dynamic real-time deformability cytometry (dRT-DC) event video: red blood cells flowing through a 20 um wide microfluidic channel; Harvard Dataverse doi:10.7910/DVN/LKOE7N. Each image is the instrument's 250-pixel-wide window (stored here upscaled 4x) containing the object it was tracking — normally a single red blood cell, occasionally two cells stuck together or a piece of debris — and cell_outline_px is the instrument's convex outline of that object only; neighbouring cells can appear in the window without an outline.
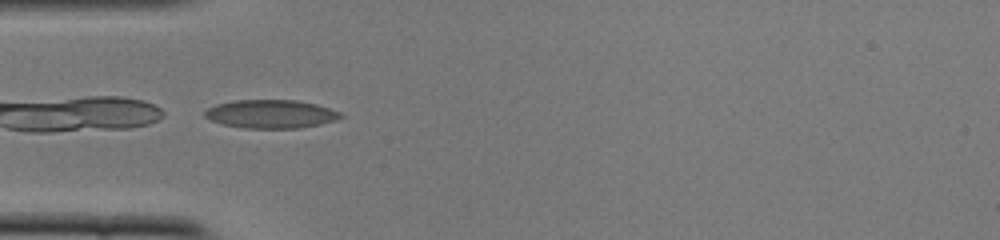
{"species": "common noctule bat (a hibernating species)", "species_latin": "Nyctalus noctula", "temperature_condition": "cold", "stored_images_in_passage": 34, "camera_frame_rate_fps": 3000, "um_per_image_px": 0.085, "animal": {"sex": "female", "body_mass_g": 22.0, "forearm_length_mm": 56.7}, "frame": {"image": 1, "passage_image": 1, "time_ms": 0.0, "image_size_px": [1000, 240], "cell_outline_px": [[344, 116], [336, 120], [320, 124], [300, 128], [244, 128], [220, 124], [204, 116], [204, 112], [208, 108], [216, 104], [232, 100], [296, 100], [316, 104], [340, 112]], "centroid_in_image_um": [23.01, 9.69], "position_along_channel_um": 62.0, "area_um2": 22.54}}
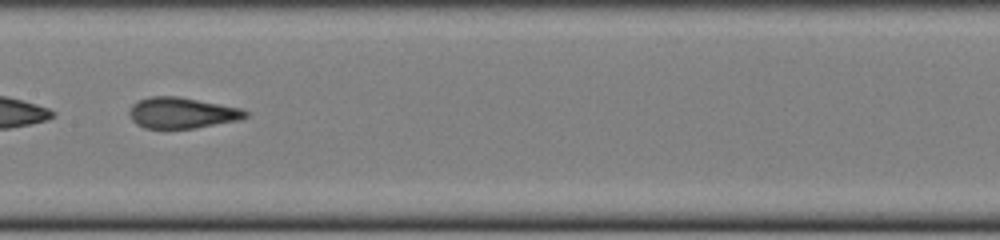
{"frame": {"image": 2, "passage_image": 11, "time_ms": 3.333, "image_size_px": [1000, 240], "cell_outline_px": [[248, 116], [240, 120], [196, 128], [144, 128], [136, 124], [132, 120], [128, 112], [132, 104], [148, 96], [176, 96], [244, 108], [248, 112]], "centroid_in_image_um": [15.49, 9.59], "position_along_channel_um": 191.9, "area_um2": 21.1}}
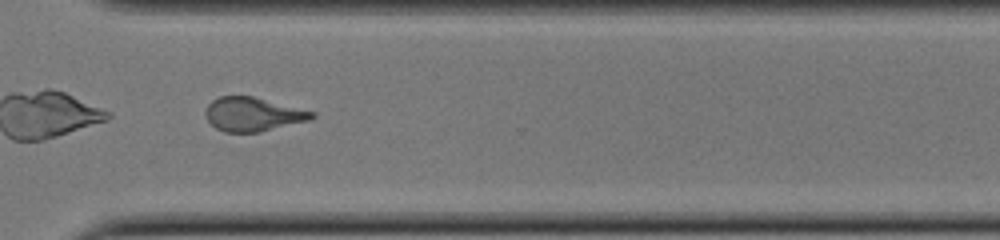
{"frame": {"image": 3, "passage_image": 23, "time_ms": 7.333, "image_size_px": [1000, 240], "cell_outline_px": [[316, 116], [308, 120], [260, 132], [224, 132], [216, 128], [208, 120], [204, 112], [208, 104], [212, 100], [220, 96], [252, 96], [316, 112]], "centroid_in_image_um": [21.48, 9.71], "position_along_channel_um": 349.1, "area_um2": 20.87}, "authors_computed_cell_mechanics": {"area_um2": 21.6461, "velocity_mm_per_s": 3.9274, "shape_relaxation_time_tau1_ms": 7.0509, "shape_relaxation_time_tau2_ms": 1.3582, "deformation_change_tau1": 0.193, "deformation_change_tau2": 0.0841}}